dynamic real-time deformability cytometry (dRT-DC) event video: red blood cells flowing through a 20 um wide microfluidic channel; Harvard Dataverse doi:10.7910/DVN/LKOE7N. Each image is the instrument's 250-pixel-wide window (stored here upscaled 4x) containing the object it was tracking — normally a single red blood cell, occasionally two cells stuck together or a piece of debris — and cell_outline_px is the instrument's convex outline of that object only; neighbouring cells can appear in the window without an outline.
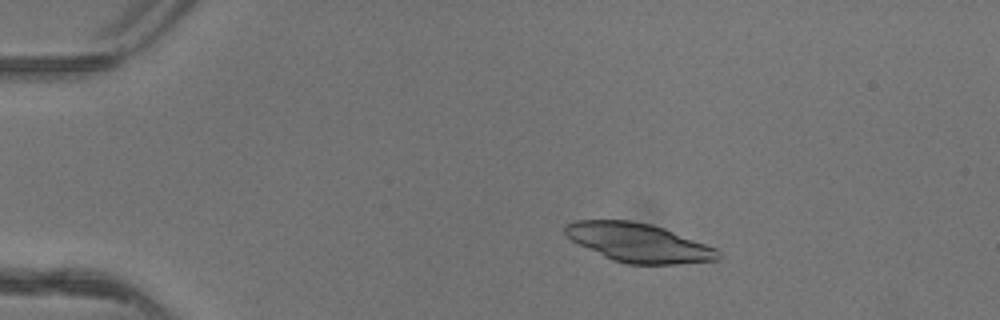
{"species": "common noctule bat (a hibernating species)", "species_latin": "Nyctalus noctula", "temperature_condition": "warm", "stored_images_in_passage": 41, "camera_frame_rate_fps": 3000, "um_per_image_px": 0.085, "animal": {"sex": "female"}, "frame": {"image": 1, "passage_image": 1, "time_ms": 0.0, "image_size_px": [1000, 320], "cell_outline_px": [[720, 260], [676, 264], [628, 264], [612, 260], [564, 236], [564, 224], [576, 220], [632, 220], [652, 224], [664, 228], [716, 248], [720, 252]], "centroid_in_image_um": [54.27, 20.62], "position_along_channel_um": 30.7, "area_um2": 34.56}}